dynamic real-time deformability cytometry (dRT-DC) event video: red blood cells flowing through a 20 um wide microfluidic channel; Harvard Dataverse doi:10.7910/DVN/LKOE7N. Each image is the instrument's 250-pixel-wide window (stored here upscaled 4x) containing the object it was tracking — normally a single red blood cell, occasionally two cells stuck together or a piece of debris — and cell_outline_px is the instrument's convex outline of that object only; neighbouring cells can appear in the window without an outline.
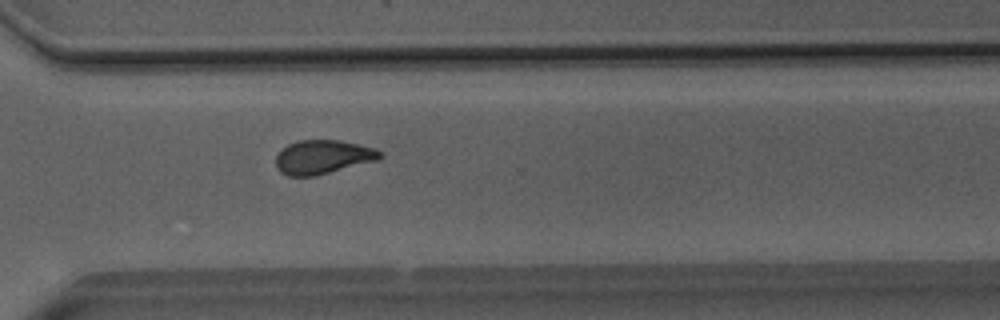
{"species": "Egyptian fruit bat (a non-hibernating species)", "species_latin": "Rousettus aegyptiacus", "temperature_condition": "room temperature", "stored_images_in_passage": 51, "camera_frame_rate_fps": 3000, "um_per_image_px": 0.085, "animal": {"sex": "male"}, "frame": {"image": 1, "passage_image": 37, "time_ms": 12.0, "image_size_px": [1000, 320], "cell_outline_px": [[384, 156], [376, 160], [312, 176], [288, 176], [280, 172], [276, 168], [276, 156], [288, 144], [300, 140], [340, 140], [376, 148], [384, 152]], "centroid_in_image_um": [27.45, 13.33], "position_along_channel_um": 343.2, "area_um2": 20.4}}
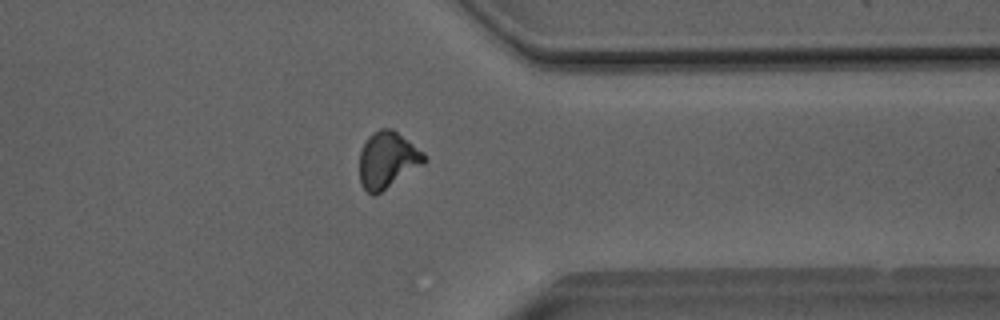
{"frame": {"image": 2, "passage_image": 40, "time_ms": 13.0, "image_size_px": [1000, 320], "cell_outline_px": [[428, 160], [424, 164], [376, 196], [372, 196], [364, 188], [360, 180], [360, 152], [368, 136], [372, 132], [380, 128], [392, 128], [424, 152]], "centroid_in_image_um": [32.95, 13.6], "position_along_channel_um": 378.4, "area_um2": 21.5}}
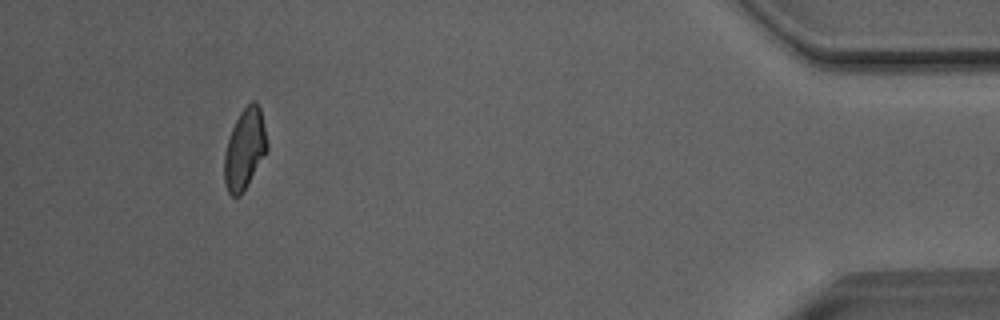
{"frame": {"image": 3, "passage_image": 47, "time_ms": 15.333, "image_size_px": [1000, 320], "cell_outline_px": [[268, 148], [248, 184], [240, 196], [232, 196], [228, 192], [224, 184], [224, 152], [232, 128], [240, 112], [252, 100], [256, 100], [260, 108], [268, 144]], "centroid_in_image_um": [20.79, 12.67], "position_along_channel_um": 414.4, "area_um2": 19.94}, "authors_computed_cell_mechanics": {"area_um2": 21.2704, "velocity_mm_per_s": 4.0641, "shape_relaxation_time_tau1_ms": 6.9769, "shape_relaxation_time_tau2_ms": 1.8418, "deformation_change_tau1": 0.1607, "deformation_change_tau2": 0.0696}}